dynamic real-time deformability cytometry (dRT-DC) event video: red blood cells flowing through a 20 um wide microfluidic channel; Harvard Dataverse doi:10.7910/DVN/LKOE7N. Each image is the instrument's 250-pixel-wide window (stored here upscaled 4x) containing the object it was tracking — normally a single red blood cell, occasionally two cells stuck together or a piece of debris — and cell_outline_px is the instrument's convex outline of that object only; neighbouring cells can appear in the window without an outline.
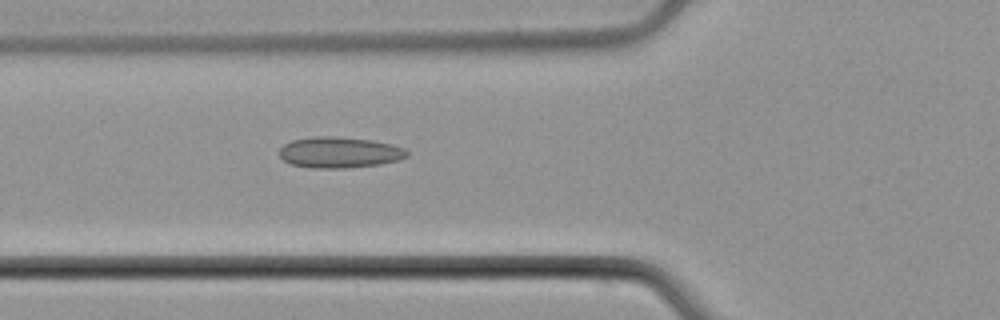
{"species": "common noctule bat (a hibernating species)", "species_latin": "Nyctalus noctula", "temperature_condition": "cold", "stored_images_in_passage": 5, "camera_frame_rate_fps": 3000, "um_per_image_px": 0.085, "animal": {"sex": "male", "body_mass_g": 21.5, "forearm_length_mm": 52.0}, "frame": {"image": 1, "passage_image": 5, "time_ms": 5.667, "image_size_px": [1000, 320], "cell_outline_px": [[408, 156], [400, 160], [380, 164], [344, 168], [312, 168], [292, 164], [284, 160], [280, 156], [280, 148], [284, 144], [292, 140], [316, 136], [336, 136], [372, 140], [392, 144], [404, 148], [408, 152]], "centroid_in_image_um": [28.87, 12.95], "position_along_channel_um": 96.9, "area_um2": 23.06}}